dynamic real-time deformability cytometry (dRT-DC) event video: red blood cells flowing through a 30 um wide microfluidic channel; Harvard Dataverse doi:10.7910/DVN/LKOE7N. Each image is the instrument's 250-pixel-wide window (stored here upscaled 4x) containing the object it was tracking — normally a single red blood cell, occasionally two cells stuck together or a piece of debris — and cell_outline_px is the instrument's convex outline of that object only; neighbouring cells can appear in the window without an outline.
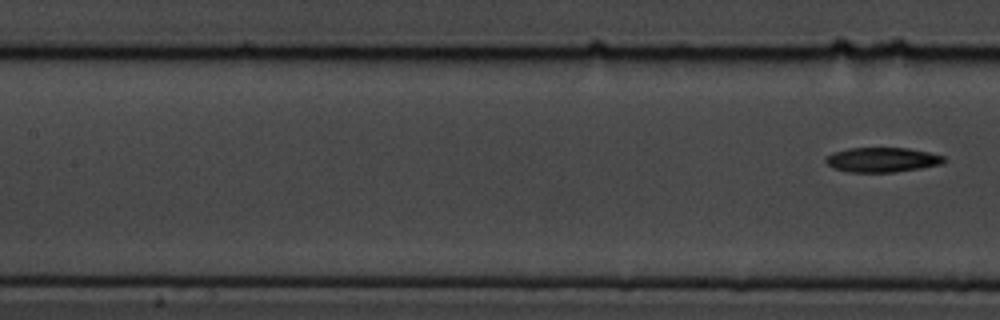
{"species": "common noctule bat (a hibernating species)", "species_latin": "Nyctalus noctula", "temperature_condition": "cold", "stored_images_in_passage": 8, "segment_of_instrument_passage": [2, 2], "camera_frame_rate_fps": 3000, "um_per_image_px": 0.085, "animal": {"sex": "male", "body_mass_g": 19.5, "forearm_length_mm": 54.6}, "frame": {"image": 1, "passage_image": 8, "time_ms": 9.333, "image_size_px": [1000, 320], "cell_outline_px": [[944, 160], [940, 164], [920, 168], [892, 172], [848, 172], [832, 168], [824, 160], [824, 156], [832, 152], [848, 148], [908, 148], [928, 152], [944, 156]], "centroid_in_image_um": [74.9, 13.57], "position_along_channel_um": 132.5, "area_um2": 16.99}}